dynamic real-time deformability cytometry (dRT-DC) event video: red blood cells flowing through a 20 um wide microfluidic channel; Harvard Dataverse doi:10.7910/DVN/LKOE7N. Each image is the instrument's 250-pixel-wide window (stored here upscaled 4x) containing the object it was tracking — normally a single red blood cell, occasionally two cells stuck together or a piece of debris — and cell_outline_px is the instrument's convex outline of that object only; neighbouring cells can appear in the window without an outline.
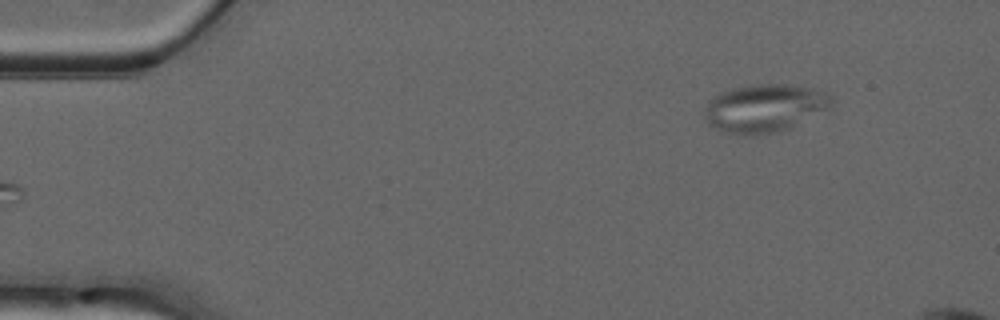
{"species": "common noctule bat (a hibernating species)", "species_latin": "Nyctalus noctula", "temperature_condition": "warm", "stored_images_in_passage": 42, "camera_frame_rate_fps": 3000, "um_per_image_px": 0.085, "animal": {"sex": "male", "forearm_length_mm": 52.5}, "frame": {"image": 1, "passage_image": 1, "time_ms": 0.0, "image_size_px": [1000, 320], "cell_outline_px": [[836, 100], [828, 108], [792, 128], [780, 132], [752, 136], [728, 132], [716, 128], [708, 124], [704, 116], [704, 108], [708, 100], [724, 92], [736, 88], [764, 84], [776, 84], [816, 88], [828, 92]], "centroid_in_image_um": [65.04, 9.21], "position_along_channel_um": 20.0, "area_um2": 35.55}}
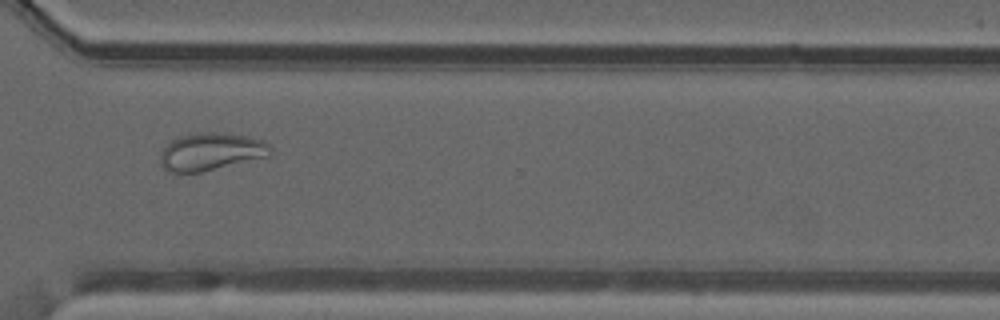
{"frame": {"image": 2, "passage_image": 33, "time_ms": 10.667, "image_size_px": [1000, 320], "cell_outline_px": [[272, 152], [268, 156], [200, 172], [168, 172], [160, 164], [160, 156], [164, 148], [172, 140], [180, 136], [200, 132], [224, 132], [248, 136], [260, 140], [268, 144], [272, 148]], "centroid_in_image_um": [17.93, 12.88], "position_along_channel_um": 352.7, "area_um2": 23.93}}
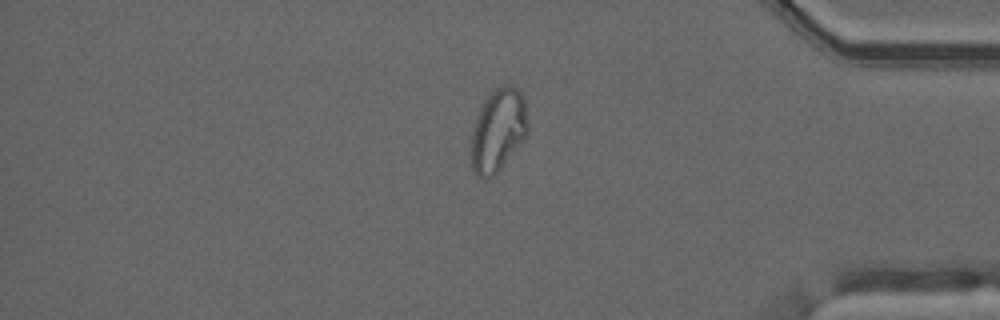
{"frame": {"image": 3, "passage_image": 38, "time_ms": 12.333, "image_size_px": [1000, 320], "cell_outline_px": [[528, 132], [500, 168], [492, 176], [476, 176], [472, 168], [468, 156], [472, 128], [476, 116], [484, 100], [496, 88], [504, 84], [508, 84], [516, 88], [524, 96], [528, 124]], "centroid_in_image_um": [42.29, 11.05], "position_along_channel_um": 392.9, "area_um2": 27.4}}